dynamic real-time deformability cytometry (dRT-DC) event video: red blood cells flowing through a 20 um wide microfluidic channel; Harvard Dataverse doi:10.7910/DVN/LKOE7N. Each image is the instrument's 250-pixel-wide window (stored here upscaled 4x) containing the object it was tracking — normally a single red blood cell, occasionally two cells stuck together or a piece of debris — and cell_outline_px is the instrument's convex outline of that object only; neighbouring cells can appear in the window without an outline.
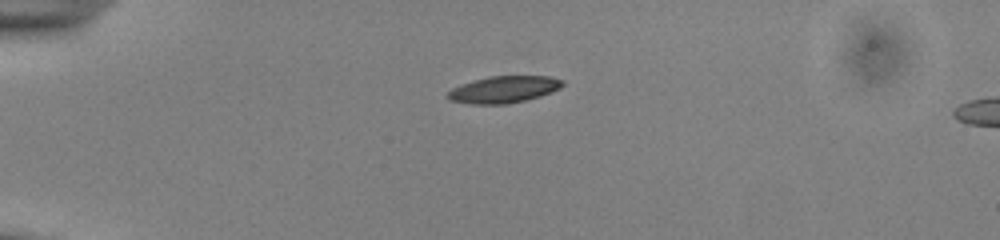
{"species": "common noctule bat (a hibernating species)", "species_latin": "Nyctalus noctula", "temperature_condition": "cold", "stored_images_in_passage": 5, "camera_frame_rate_fps": 3000, "um_per_image_px": 0.085, "animal": {"sex": "male", "body_mass_g": 13.0, "forearm_length_mm": 53.1}, "frame": {"image": 1, "passage_image": 1, "time_ms": 0.0, "image_size_px": [1000, 240], "cell_outline_px": [[564, 84], [560, 88], [540, 96], [508, 104], [468, 104], [448, 100], [444, 96], [452, 88], [488, 76], [548, 76], [564, 80]], "centroid_in_image_um": [42.8, 7.61], "position_along_channel_um": 42.2, "area_um2": 17.92}}